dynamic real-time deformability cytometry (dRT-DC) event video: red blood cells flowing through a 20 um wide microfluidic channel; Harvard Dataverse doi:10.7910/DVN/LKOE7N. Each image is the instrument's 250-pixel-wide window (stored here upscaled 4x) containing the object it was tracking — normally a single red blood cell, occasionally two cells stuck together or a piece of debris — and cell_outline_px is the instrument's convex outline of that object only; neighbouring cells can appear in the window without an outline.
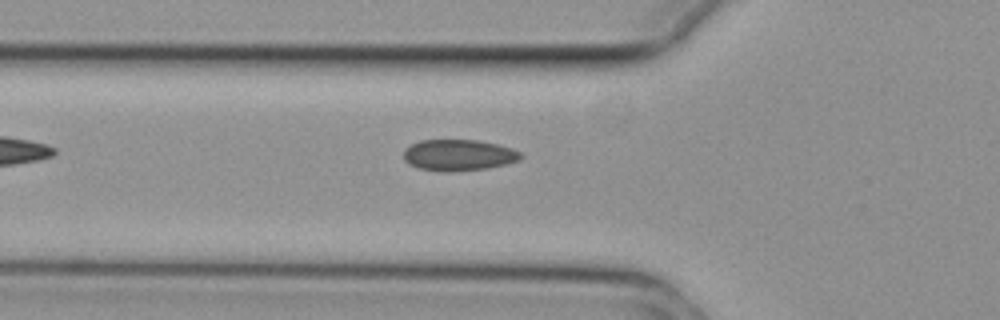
{"species": "common noctule bat (a hibernating species)", "species_latin": "Nyctalus noctula", "temperature_condition": "cold", "stored_images_in_passage": 38, "camera_frame_rate_fps": 3000, "um_per_image_px": 0.085, "animal": {"sex": "female", "body_mass_g": 29.2, "forearm_length_mm": 56.3}, "frame": {"image": 1, "passage_image": 2, "time_ms": 0.333, "image_size_px": [1000, 320], "cell_outline_px": [[524, 156], [520, 160], [508, 164], [488, 168], [452, 172], [440, 172], [416, 168], [408, 164], [404, 160], [404, 148], [420, 140], [476, 140], [496, 144], [512, 148], [520, 152]], "centroid_in_image_um": [38.97, 13.2], "position_along_channel_um": 86.8, "area_um2": 21.68}}
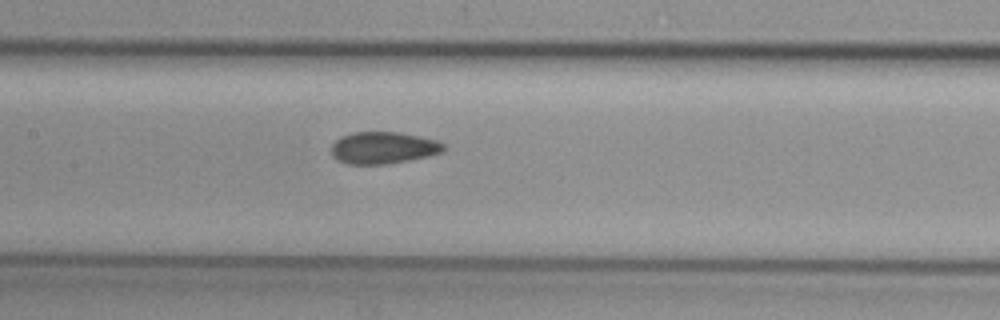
{"frame": {"image": 2, "passage_image": 9, "time_ms": 2.667, "image_size_px": [1000, 320], "cell_outline_px": [[444, 152], [428, 156], [388, 164], [348, 164], [336, 160], [332, 156], [332, 144], [340, 136], [352, 132], [400, 132], [420, 136], [436, 140], [444, 144]], "centroid_in_image_um": [32.56, 12.56], "position_along_channel_um": 174.8, "area_um2": 21.04}}
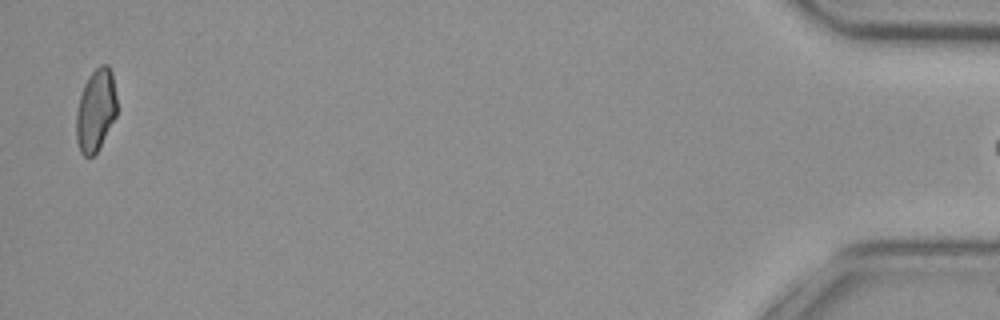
{"frame": {"image": 3, "passage_image": 37, "time_ms": 12.0, "image_size_px": [1000, 320], "cell_outline_px": [[116, 116], [96, 152], [92, 156], [84, 156], [80, 152], [76, 140], [76, 112], [80, 96], [84, 84], [88, 76], [100, 64], [108, 64], [112, 72], [116, 96]], "centroid_in_image_um": [8.12, 9.34], "position_along_channel_um": 427.1, "area_um2": 19.42}}